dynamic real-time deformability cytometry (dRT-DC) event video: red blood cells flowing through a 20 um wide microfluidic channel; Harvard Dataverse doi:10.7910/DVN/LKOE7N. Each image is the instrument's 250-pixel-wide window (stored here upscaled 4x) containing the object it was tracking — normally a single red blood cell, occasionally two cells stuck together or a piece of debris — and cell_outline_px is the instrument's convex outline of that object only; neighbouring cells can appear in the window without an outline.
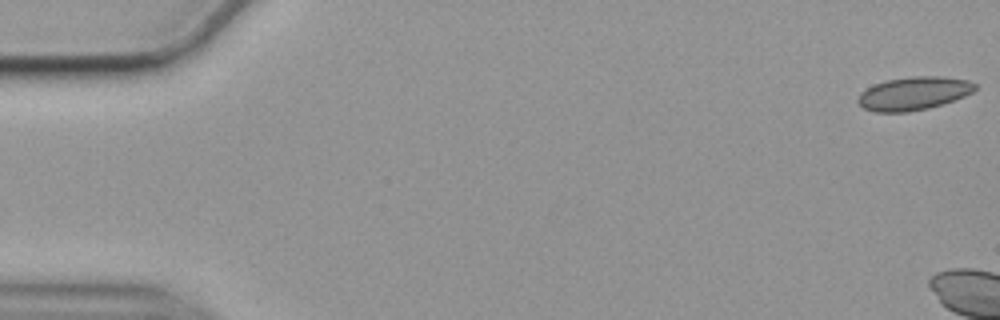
{"species": "common noctule bat (a hibernating species)", "species_latin": "Nyctalus noctula", "temperature_condition": "cold", "stored_images_in_passage": 6, "camera_frame_rate_fps": 3000, "um_per_image_px": 0.085, "animal": {"sex": "female", "body_mass_g": 19.9}, "frame": {"image": 1, "passage_image": 1, "time_ms": 0.0, "image_size_px": [1000, 320], "cell_outline_px": [[976, 88], [972, 92], [964, 96], [944, 104], [928, 108], [908, 112], [876, 112], [864, 108], [856, 100], [860, 92], [884, 80], [912, 76], [940, 76], [968, 80], [976, 84]], "centroid_in_image_um": [77.66, 7.94], "position_along_channel_um": 7.3, "area_um2": 22.72}}